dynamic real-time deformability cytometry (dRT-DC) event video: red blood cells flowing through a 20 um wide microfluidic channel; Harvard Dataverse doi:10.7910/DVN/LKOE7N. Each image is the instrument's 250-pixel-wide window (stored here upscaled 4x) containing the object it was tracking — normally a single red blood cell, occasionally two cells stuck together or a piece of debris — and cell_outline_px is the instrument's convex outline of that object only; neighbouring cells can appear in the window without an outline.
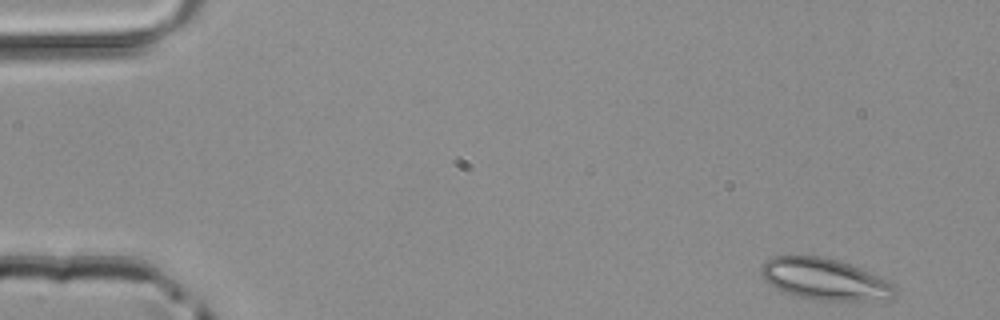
{"species": "common noctule bat (a hibernating species)", "species_latin": "Nyctalus noctula", "temperature_condition": "room temperature", "stored_images_in_passage": 46, "camera_frame_rate_fps": 3000, "um_per_image_px": 0.085, "animal": {"sex": "male", "body_mass_g": 20.4}, "frame": {"image": 1, "passage_image": 1, "time_ms": 0.0, "image_size_px": [1000, 320], "cell_outline_px": [[896, 296], [892, 300], [812, 300], [788, 292], [764, 280], [760, 272], [760, 268], [764, 260], [772, 256], [820, 256], [836, 260], [884, 276], [896, 284]], "centroid_in_image_um": [70.2, 23.73], "position_along_channel_um": 14.8, "area_um2": 32.54}}
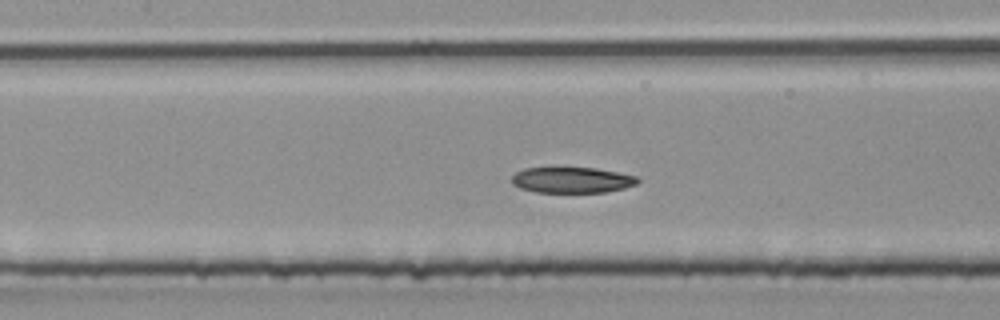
{"frame": {"image": 2, "passage_image": 20, "time_ms": 6.333, "image_size_px": [1000, 320], "cell_outline_px": [[640, 180], [636, 184], [624, 188], [604, 192], [536, 192], [520, 188], [512, 184], [512, 176], [516, 172], [524, 168], [596, 168], [636, 176]], "centroid_in_image_um": [48.6, 15.3], "position_along_channel_um": 158.8, "area_um2": 18.79}}
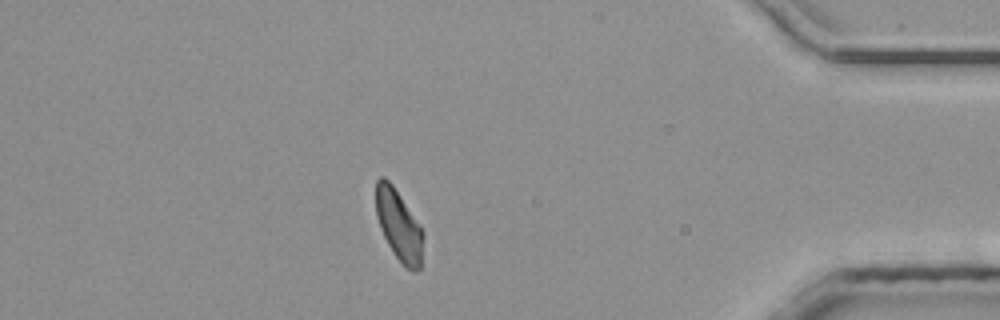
{"frame": {"image": 3, "passage_image": 40, "time_ms": 13.0, "image_size_px": [1000, 320], "cell_outline_px": [[424, 236], [420, 268], [416, 272], [412, 272], [392, 252], [380, 228], [376, 216], [376, 180], [380, 176], [384, 176], [392, 184], [420, 224], [424, 232]], "centroid_in_image_um": [33.91, 19.14], "position_along_channel_um": 401.3, "area_um2": 19.54}}